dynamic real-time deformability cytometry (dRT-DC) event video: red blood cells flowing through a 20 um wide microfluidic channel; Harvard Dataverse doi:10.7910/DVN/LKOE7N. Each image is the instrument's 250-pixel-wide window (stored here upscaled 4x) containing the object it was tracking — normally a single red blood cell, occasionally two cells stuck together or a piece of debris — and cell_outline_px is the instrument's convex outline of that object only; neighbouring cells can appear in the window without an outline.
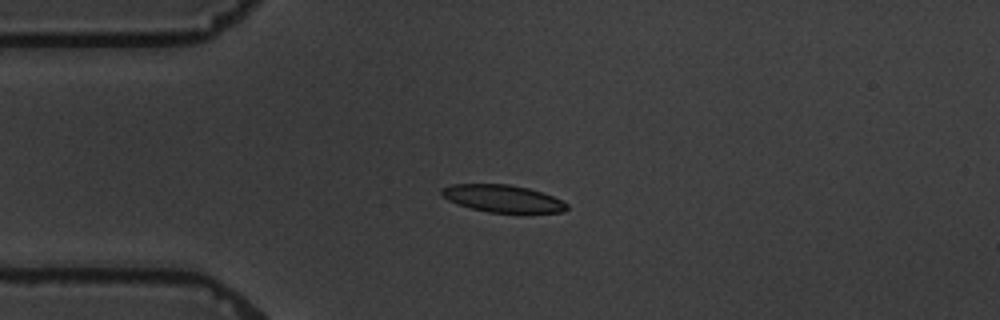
{"species": "common noctule bat (a hibernating species)", "species_latin": "Nyctalus noctula", "temperature_condition": "warm", "stored_images_in_passage": 6, "camera_frame_rate_fps": 3000, "um_per_image_px": 0.085, "animal": {"sex": "male", "body_mass_g": 19.5, "forearm_length_mm": 54.6}, "frame": {"image": 1, "passage_image": 3, "time_ms": 2.333, "image_size_px": [1000, 320], "cell_outline_px": [[568, 208], [564, 212], [488, 212], [456, 204], [448, 200], [440, 192], [440, 188], [452, 184], [508, 184], [528, 188], [552, 196], [568, 204]], "centroid_in_image_um": [42.69, 16.87], "position_along_channel_um": 42.3, "area_um2": 19.71}}
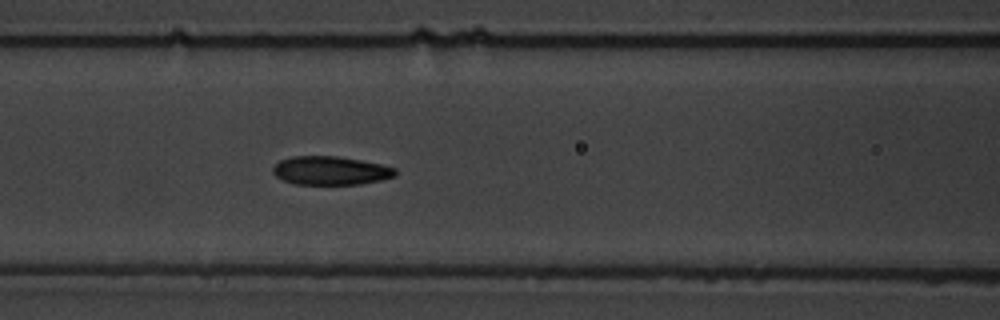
{"frame": {"image": 2, "passage_image": 6, "time_ms": 5.667, "image_size_px": [1000, 320], "cell_outline_px": [[396, 176], [380, 180], [360, 184], [292, 184], [276, 176], [272, 172], [272, 168], [280, 160], [292, 156], [336, 156], [360, 160], [380, 164], [396, 168]], "centroid_in_image_um": [28.08, 14.5], "position_along_channel_um": 138.5, "area_um2": 20.35}}